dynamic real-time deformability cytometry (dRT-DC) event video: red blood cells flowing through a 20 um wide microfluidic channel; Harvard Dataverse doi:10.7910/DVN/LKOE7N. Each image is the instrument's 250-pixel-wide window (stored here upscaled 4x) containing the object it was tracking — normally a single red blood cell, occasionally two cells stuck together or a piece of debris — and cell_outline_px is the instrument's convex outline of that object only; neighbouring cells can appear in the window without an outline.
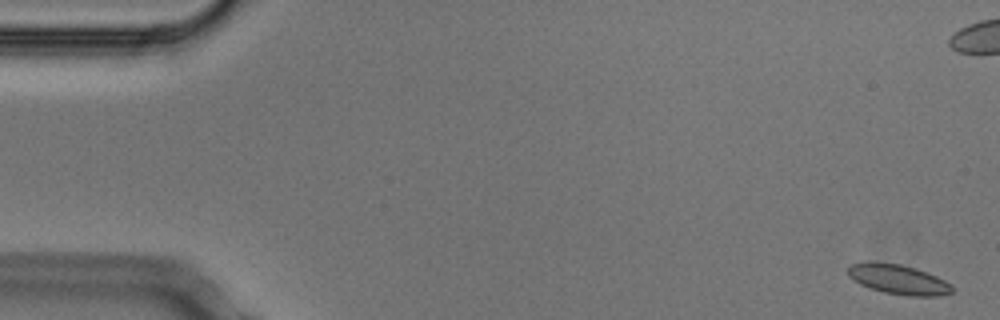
{"species": "Egyptian fruit bat (a non-hibernating species)", "species_latin": "Rousettus aegyptiacus", "temperature_condition": "cold", "stored_images_in_passage": 5, "camera_frame_rate_fps": 3000, "um_per_image_px": 0.085, "animal": {"sex": "male"}, "frame": {"image": 1, "passage_image": 1, "time_ms": 0.0, "image_size_px": [1000, 320], "cell_outline_px": [[952, 292], [940, 296], [908, 296], [884, 292], [860, 284], [848, 276], [848, 268], [852, 264], [864, 260], [872, 260], [900, 264], [916, 268], [936, 276], [952, 284]], "centroid_in_image_um": [76.34, 23.72], "position_along_channel_um": 8.7, "area_um2": 18.26}}
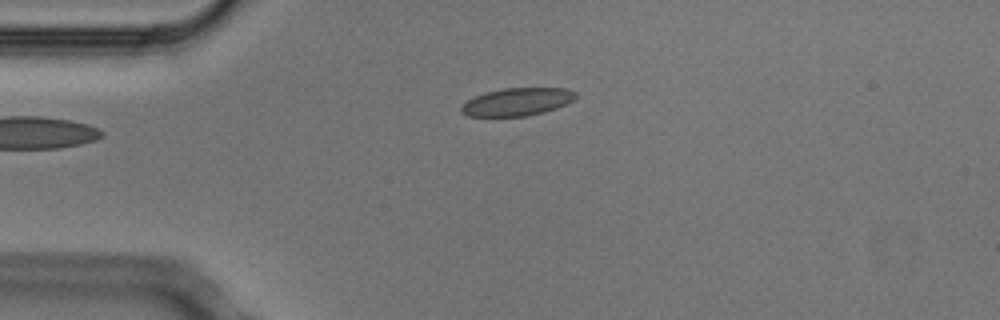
{"frame": {"image": 2, "passage_image": 5, "time_ms": 1.333, "image_size_px": [1000, 320], "cell_outline_px": [[576, 96], [572, 100], [556, 108], [544, 112], [528, 116], [468, 116], [460, 112], [460, 108], [468, 100], [484, 92], [504, 88], [568, 88], [576, 92]], "centroid_in_image_um": [43.95, 8.65], "position_along_channel_um": 41.1, "area_um2": 18.44}}